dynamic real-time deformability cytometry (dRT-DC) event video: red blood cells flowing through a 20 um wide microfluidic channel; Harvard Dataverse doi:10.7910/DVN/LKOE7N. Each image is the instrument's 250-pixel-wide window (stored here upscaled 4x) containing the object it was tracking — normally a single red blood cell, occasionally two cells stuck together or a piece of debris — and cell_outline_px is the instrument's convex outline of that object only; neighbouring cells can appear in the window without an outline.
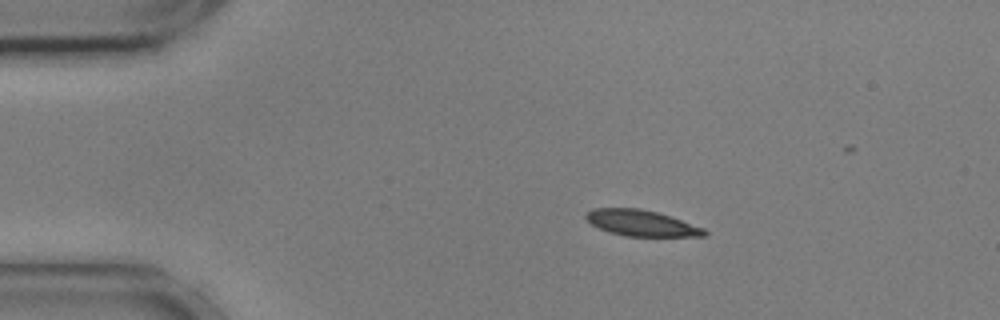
{"species": "common noctule bat (a hibernating species)", "species_latin": "Nyctalus noctula", "temperature_condition": "cold", "stored_images_in_passage": 47, "camera_frame_rate_fps": 3000, "um_per_image_px": 0.085, "animal": {"sex": "male", "body_mass_g": 17.9, "forearm_length_mm": 54.2}, "frame": {"image": 1, "passage_image": 1, "time_ms": 0.0, "image_size_px": [1000, 320], "cell_outline_px": [[708, 236], [624, 236], [608, 232], [592, 224], [584, 216], [592, 208], [640, 208], [656, 212], [704, 228], [708, 232]], "centroid_in_image_um": [54.51, 18.96], "position_along_channel_um": 30.5, "area_um2": 17.74}}
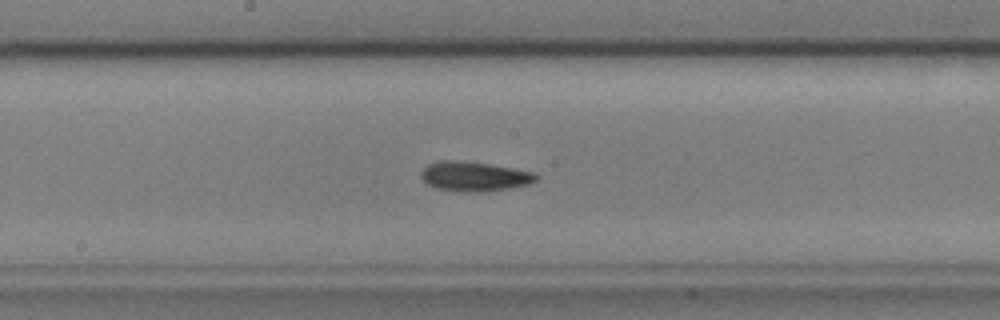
{"frame": {"image": 2, "passage_image": 20, "time_ms": 6.333, "image_size_px": [1000, 320], "cell_outline_px": [[540, 176], [536, 180], [528, 184], [508, 188], [484, 192], [464, 192], [436, 188], [428, 184], [420, 176], [420, 172], [428, 164], [440, 160], [452, 160], [488, 164], [536, 172]], "centroid_in_image_um": [40.32, 15.0], "position_along_channel_um": 207.9, "area_um2": 19.77}}
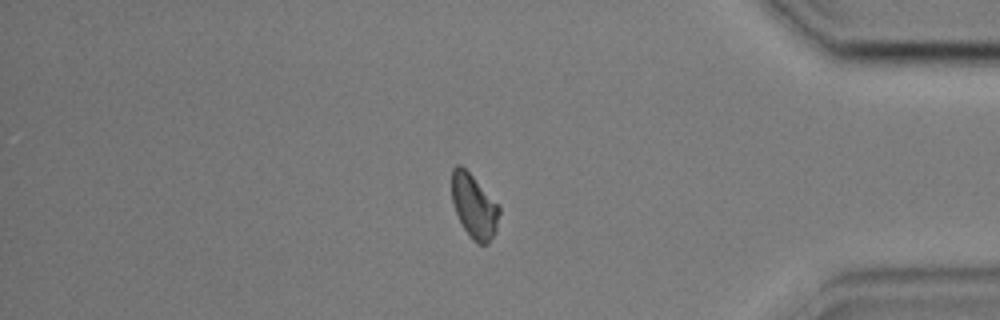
{"frame": {"image": 3, "passage_image": 38, "time_ms": 12.333, "image_size_px": [1000, 320], "cell_outline_px": [[500, 212], [496, 232], [488, 244], [480, 244], [472, 240], [468, 236], [456, 212], [452, 200], [452, 168], [456, 164], [460, 164], [472, 176], [500, 208]], "centroid_in_image_um": [40.29, 17.56], "position_along_channel_um": 394.9, "area_um2": 17.4}, "authors_computed_cell_mechanics": {"area_um2": 18.3804, "velocity_mm_per_s": 3.5899, "shape_relaxation_time_tau1_ms": 9.8297, "shape_relaxation_time_tau2_ms": 6.8377, "deformation_change_tau1": 0.2343, "deformation_change_tau2": 0.1158}}